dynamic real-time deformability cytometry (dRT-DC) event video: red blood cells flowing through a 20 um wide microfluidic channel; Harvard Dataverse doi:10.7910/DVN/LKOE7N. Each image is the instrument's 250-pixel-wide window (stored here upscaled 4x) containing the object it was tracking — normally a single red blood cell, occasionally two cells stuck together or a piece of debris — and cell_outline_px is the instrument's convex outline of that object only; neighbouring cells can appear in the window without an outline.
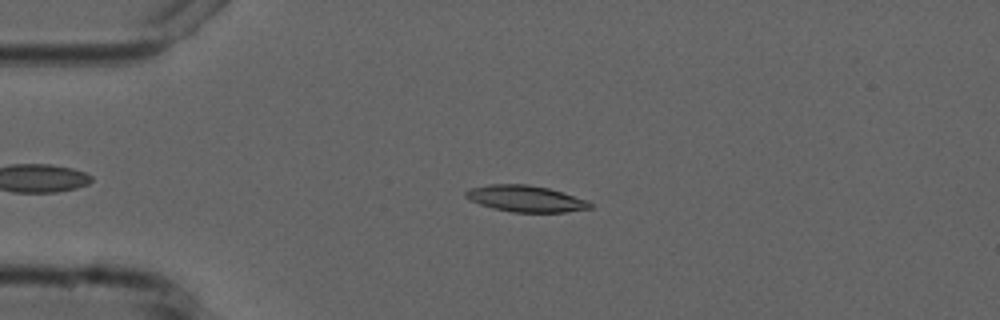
{"species": "common noctule bat (a hibernating species)", "species_latin": "Nyctalus noctula", "temperature_condition": "cold", "stored_images_in_passage": 3, "camera_frame_rate_fps": 3000, "um_per_image_px": 0.085, "animal": {"sex": "male", "forearm_length_mm": 52.5}, "frame": {"image": 1, "passage_image": 2, "time_ms": 2.0, "image_size_px": [1000, 320], "cell_outline_px": [[592, 208], [564, 212], [512, 212], [492, 208], [480, 204], [464, 196], [464, 192], [468, 188], [488, 184], [528, 184], [548, 188], [588, 200], [592, 204]], "centroid_in_image_um": [44.66, 16.88], "position_along_channel_um": 40.3, "area_um2": 19.13}}